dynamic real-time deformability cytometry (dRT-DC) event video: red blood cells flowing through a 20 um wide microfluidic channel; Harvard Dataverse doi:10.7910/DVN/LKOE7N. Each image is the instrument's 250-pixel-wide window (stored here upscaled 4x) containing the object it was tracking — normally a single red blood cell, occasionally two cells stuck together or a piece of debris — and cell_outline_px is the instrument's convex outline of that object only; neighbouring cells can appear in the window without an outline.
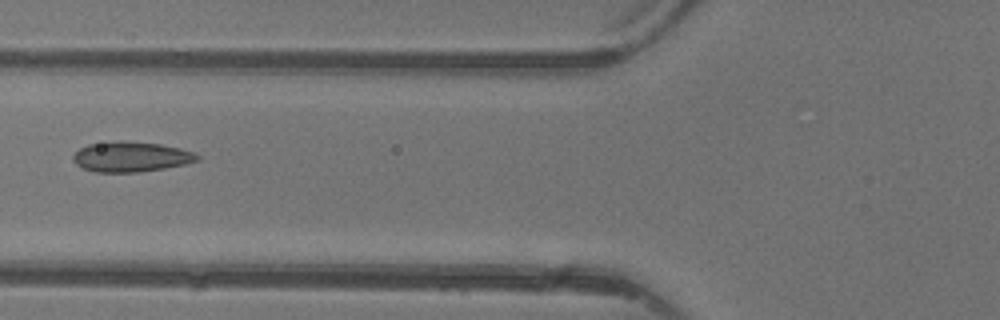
{"species": "common noctule bat (a hibernating species)", "species_latin": "Nyctalus noctula", "temperature_condition": "warm", "stored_images_in_passage": 6, "camera_frame_rate_fps": 3000, "um_per_image_px": 0.085, "animal": {"sex": "female"}, "frame": {"image": 1, "passage_image": 5, "time_ms": 5.0, "image_size_px": [1000, 320], "cell_outline_px": [[200, 160], [184, 164], [164, 168], [136, 172], [96, 172], [84, 168], [76, 164], [72, 160], [72, 156], [80, 148], [88, 144], [120, 140], [124, 140], [160, 144], [180, 148], [196, 152], [200, 156]], "centroid_in_image_um": [11.15, 13.31], "position_along_channel_um": 114.7, "area_um2": 21.91}}
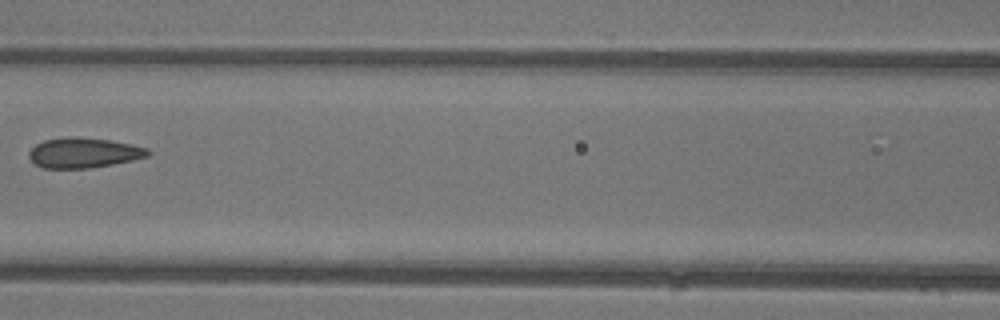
{"frame": {"image": 2, "passage_image": 6, "time_ms": 6.0, "image_size_px": [1000, 320], "cell_outline_px": [[152, 152], [148, 156], [132, 160], [112, 164], [88, 168], [44, 168], [36, 164], [28, 156], [28, 152], [36, 144], [44, 140], [68, 136], [112, 140], [132, 144], [148, 148]], "centroid_in_image_um": [7.13, 12.97], "position_along_channel_um": 159.5, "area_um2": 20.87}}